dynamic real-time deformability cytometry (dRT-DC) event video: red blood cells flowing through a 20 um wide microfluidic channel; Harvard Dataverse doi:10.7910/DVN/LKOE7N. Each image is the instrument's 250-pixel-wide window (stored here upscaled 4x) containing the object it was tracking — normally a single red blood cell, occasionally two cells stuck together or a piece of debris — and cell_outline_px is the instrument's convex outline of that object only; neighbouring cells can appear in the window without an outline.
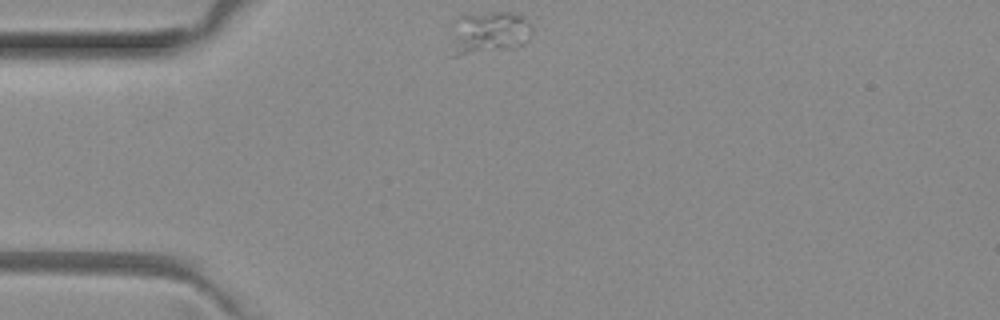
{"species": "common noctule bat (a hibernating species)", "species_latin": "Nyctalus noctula", "temperature_condition": "room temperature", "stored_images_in_passage": 5, "camera_frame_rate_fps": 3000, "um_per_image_px": 0.085, "animal": {"sex": "female", "body_mass_g": 29.2, "forearm_length_mm": 56.3}, "frame": {"image": 1, "passage_image": 1, "time_ms": 0.0, "image_size_px": [1000, 320], "cell_outline_px": [[532, 32], [528, 40], [524, 44], [512, 48], [456, 56], [448, 56], [456, 16], [464, 12], [520, 12], [524, 16], [532, 28]], "centroid_in_image_um": [41.51, 2.75], "position_along_channel_um": 43.5, "area_um2": 21.1}}
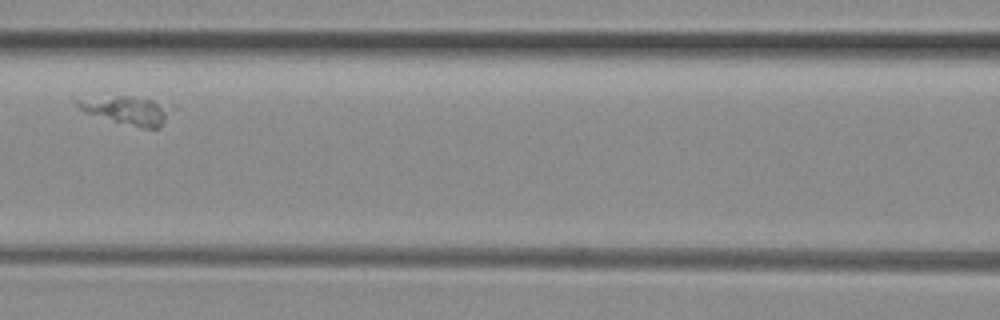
{"frame": {"image": 2, "passage_image": 4, "time_ms": 1.0, "image_size_px": [1000, 320], "cell_outline_px": [[180, 108], [160, 128], [140, 128], [84, 112], [76, 108], [72, 100], [116, 96], [132, 96], [152, 100]], "centroid_in_image_um": [10.93, 9.38], "position_along_channel_um": 155.7, "area_um2": 16.01}}
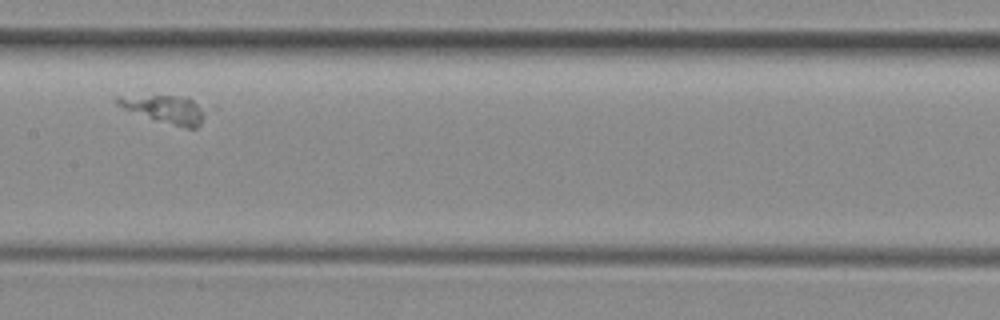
{"frame": {"image": 3, "passage_image": 5, "time_ms": 1.333, "image_size_px": [1000, 320], "cell_outline_px": [[208, 112], [200, 124], [196, 128], [188, 128], [152, 120], [124, 108], [116, 104], [116, 96], [188, 96], [204, 108]], "centroid_in_image_um": [14.09, 9.29], "position_along_channel_um": 193.3, "area_um2": 14.39}}